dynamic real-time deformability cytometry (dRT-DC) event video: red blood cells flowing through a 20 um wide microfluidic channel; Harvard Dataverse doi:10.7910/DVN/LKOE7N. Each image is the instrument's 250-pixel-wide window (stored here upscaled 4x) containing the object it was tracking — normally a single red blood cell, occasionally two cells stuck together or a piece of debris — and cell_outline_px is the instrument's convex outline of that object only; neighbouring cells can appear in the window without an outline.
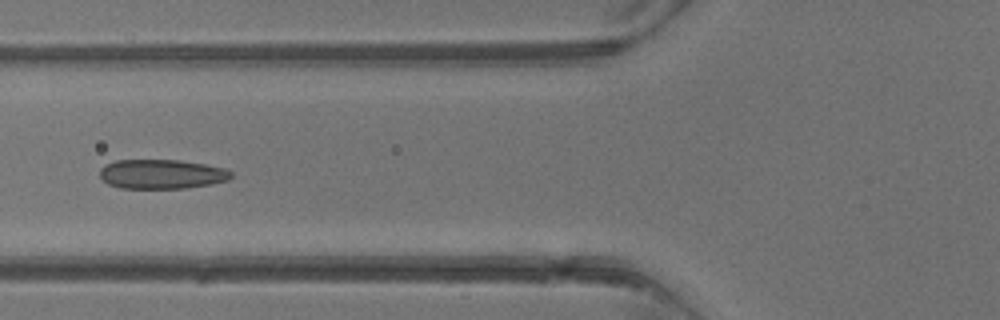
{"species": "common noctule bat (a hibernating species)", "species_latin": "Nyctalus noctula", "temperature_condition": "warm", "stored_images_in_passage": 4, "camera_frame_rate_fps": 3000, "um_per_image_px": 0.085, "animal": {"sex": "male", "body_mass_g": 13.3}, "frame": {"image": 1, "passage_image": 4, "time_ms": 3.667, "image_size_px": [1000, 320], "cell_outline_px": [[232, 176], [228, 180], [212, 184], [188, 188], [120, 188], [108, 184], [100, 176], [100, 168], [104, 164], [116, 160], [180, 160], [228, 168], [232, 172]], "centroid_in_image_um": [13.76, 14.79], "position_along_channel_um": 112.0, "area_um2": 22.72}}